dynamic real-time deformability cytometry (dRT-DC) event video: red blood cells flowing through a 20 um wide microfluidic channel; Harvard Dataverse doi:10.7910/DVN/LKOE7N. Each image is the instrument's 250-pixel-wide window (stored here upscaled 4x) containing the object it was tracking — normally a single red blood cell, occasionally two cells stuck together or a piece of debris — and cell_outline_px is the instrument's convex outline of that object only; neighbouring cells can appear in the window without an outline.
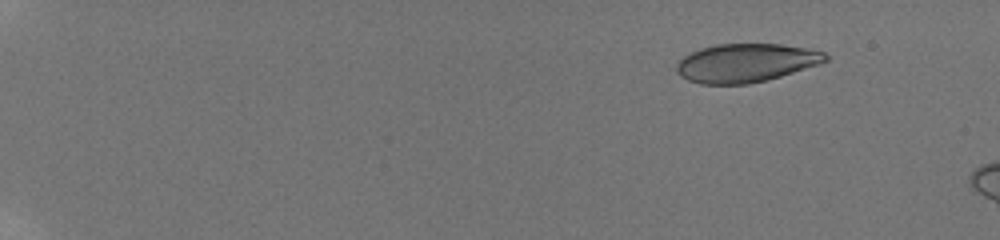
{"species": "human", "species_latin": "Homo sapiens", "temperature_condition": "room temperature", "stored_images_in_passage": 8, "camera_frame_rate_fps": 3000, "um_per_image_px": 0.085, "donor": {"sex": "male"}, "frame": {"image": 1, "passage_image": 1, "time_ms": 0.0, "image_size_px": [1000, 240], "cell_outline_px": [[828, 60], [820, 64], [768, 80], [748, 84], [700, 84], [688, 80], [680, 76], [676, 72], [676, 64], [684, 56], [700, 48], [716, 44], [780, 44], [804, 48], [824, 52], [828, 56]], "centroid_in_image_um": [63.38, 5.35], "position_along_channel_um": 21.6, "area_um2": 33.47}}